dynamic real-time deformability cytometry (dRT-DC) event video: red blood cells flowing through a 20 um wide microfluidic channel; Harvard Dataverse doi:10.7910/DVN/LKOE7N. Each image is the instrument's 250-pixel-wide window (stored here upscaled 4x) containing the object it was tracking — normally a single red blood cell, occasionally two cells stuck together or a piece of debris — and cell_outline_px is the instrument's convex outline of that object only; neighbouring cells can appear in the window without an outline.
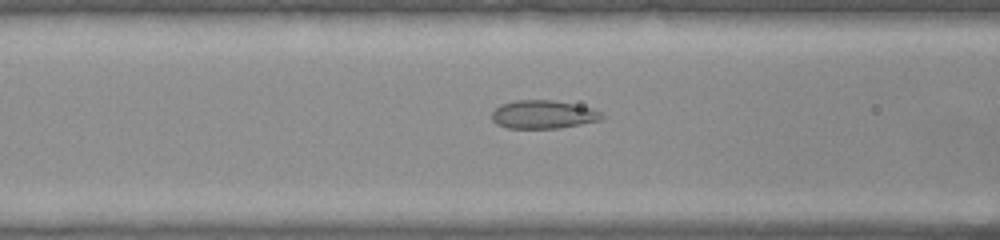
{"species": "common noctule bat (a hibernating species)", "species_latin": "Nyctalus noctula", "temperature_condition": "warm", "stored_images_in_passage": 38, "camera_frame_rate_fps": 3000, "um_per_image_px": 0.085, "animal": {"sex": "female", "body_mass_g": 22.0, "forearm_length_mm": 56.7}, "frame": {"image": 1, "passage_image": 6, "time_ms": 1.667, "image_size_px": [1000, 240], "cell_outline_px": [[604, 116], [600, 120], [580, 124], [556, 128], [508, 128], [496, 124], [492, 120], [492, 112], [500, 104], [516, 100], [552, 100], [592, 108], [600, 112]], "centroid_in_image_um": [46.13, 9.73], "position_along_channel_um": 120.5, "area_um2": 17.98}}
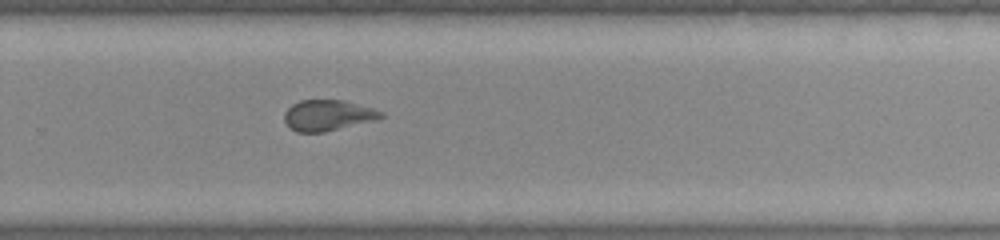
{"frame": {"image": 2, "passage_image": 20, "time_ms": 6.333, "image_size_px": [1000, 240], "cell_outline_px": [[384, 116], [376, 120], [324, 132], [296, 132], [288, 128], [284, 120], [284, 112], [292, 104], [300, 100], [344, 100], [372, 108], [384, 112]], "centroid_in_image_um": [27.84, 9.8], "position_along_channel_um": 302.0, "area_um2": 17.46}}
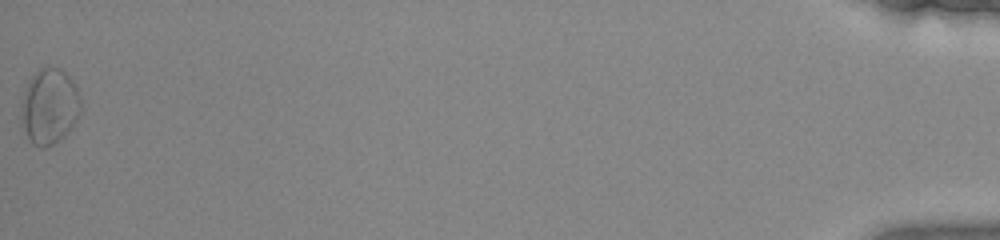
{"frame": {"image": 3, "passage_image": 38, "time_ms": 12.333, "image_size_px": [1000, 240], "cell_outline_px": [[80, 112], [72, 128], [64, 136], [52, 144], [44, 148], [40, 148], [32, 144], [24, 128], [24, 92], [32, 76], [40, 68], [60, 68], [76, 84], [80, 96]], "centroid_in_image_um": [4.26, 9.05], "position_along_channel_um": 430.9, "area_um2": 25.49}, "authors_computed_cell_mechanics": {"area_um2": 17.7446, "velocity_mm_per_s": 3.895, "shape_relaxation_time_tau1_ms": null, "shape_relaxation_time_tau2_ms": 0.7465, "deformation_change_tau1": null, "deformation_change_tau2": 0.0833}}